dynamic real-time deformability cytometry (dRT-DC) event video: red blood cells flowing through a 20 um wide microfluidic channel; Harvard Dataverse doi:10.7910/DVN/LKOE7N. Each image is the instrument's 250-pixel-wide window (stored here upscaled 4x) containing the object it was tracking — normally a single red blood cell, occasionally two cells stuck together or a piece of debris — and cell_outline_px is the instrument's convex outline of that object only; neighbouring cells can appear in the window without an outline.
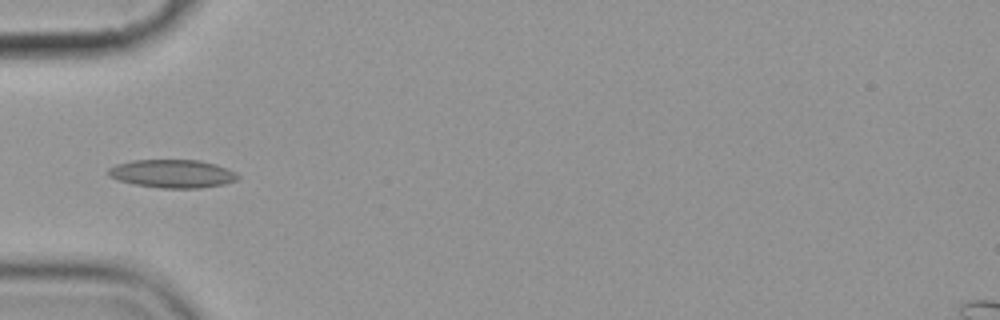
{"species": "common noctule bat (a hibernating species)", "species_latin": "Nyctalus noctula", "temperature_condition": "cold", "stored_images_in_passage": 8, "camera_frame_rate_fps": 3000, "um_per_image_px": 0.085, "animal": {"sex": "female", "body_mass_g": 19.9}, "frame": {"image": 1, "passage_image": 5, "time_ms": 4.667, "image_size_px": [1000, 320], "cell_outline_px": [[240, 176], [236, 180], [224, 184], [200, 188], [160, 188], [132, 184], [108, 176], [108, 168], [116, 164], [132, 160], [200, 160], [216, 164], [236, 172]], "centroid_in_image_um": [14.65, 14.76], "position_along_channel_um": 70.3, "area_um2": 21.39}}
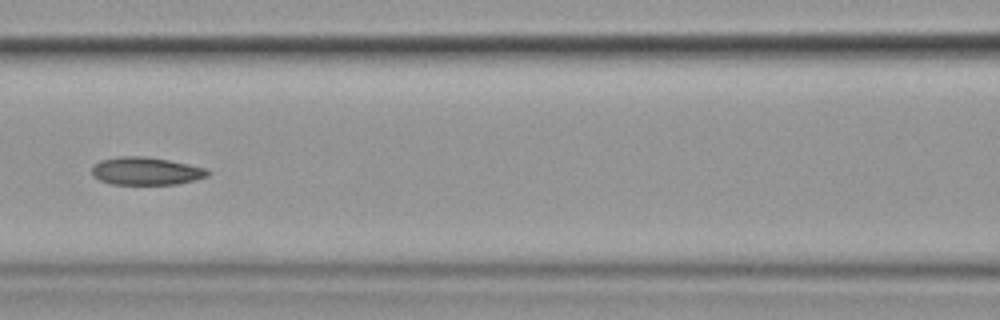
{"frame": {"image": 2, "passage_image": 7, "time_ms": 7.0, "image_size_px": [1000, 320], "cell_outline_px": [[212, 172], [208, 176], [196, 180], [176, 184], [112, 184], [100, 180], [92, 176], [92, 164], [100, 160], [120, 156], [140, 156], [168, 160], [188, 164], [204, 168]], "centroid_in_image_um": [12.39, 14.54], "position_along_channel_um": 154.2, "area_um2": 18.79}}
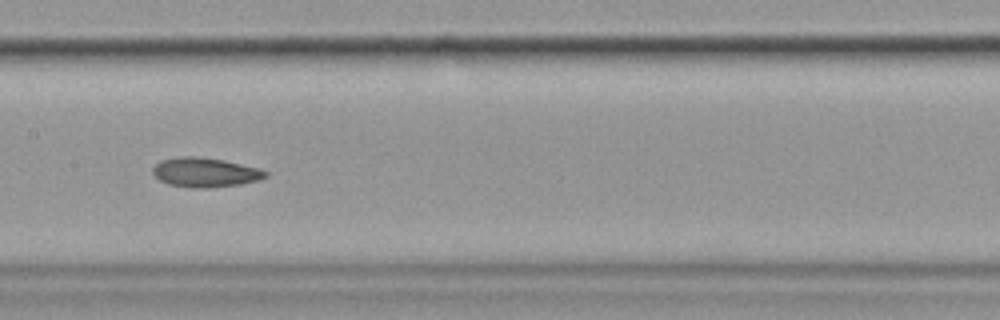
{"frame": {"image": 3, "passage_image": 8, "time_ms": 8.0, "image_size_px": [1000, 320], "cell_outline_px": [[268, 176], [260, 180], [240, 184], [208, 188], [192, 188], [168, 184], [160, 180], [152, 172], [152, 168], [160, 160], [180, 156], [192, 156], [224, 160], [260, 168], [268, 172]], "centroid_in_image_um": [17.45, 14.65], "position_along_channel_um": 189.9, "area_um2": 19.42}}